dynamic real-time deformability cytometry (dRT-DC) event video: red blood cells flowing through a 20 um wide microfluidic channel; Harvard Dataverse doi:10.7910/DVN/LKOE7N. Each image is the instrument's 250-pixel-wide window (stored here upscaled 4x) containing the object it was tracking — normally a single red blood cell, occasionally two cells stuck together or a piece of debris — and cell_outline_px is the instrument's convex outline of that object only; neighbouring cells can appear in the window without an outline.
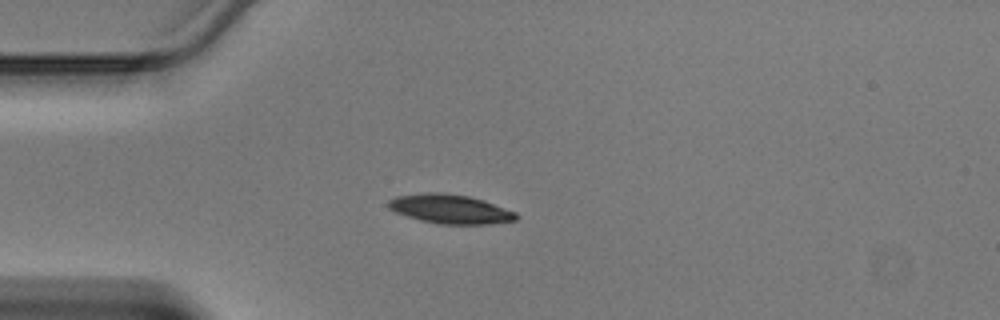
{"species": "Egyptian fruit bat (a non-hibernating species)", "species_latin": "Rousettus aegyptiacus", "temperature_condition": "warm", "stored_images_in_passage": 36, "camera_frame_rate_fps": 3000, "um_per_image_px": 0.085, "animal": {"sex": "male"}, "frame": {"image": 1, "passage_image": 1, "time_ms": 0.0, "image_size_px": [1000, 320], "cell_outline_px": [[520, 216], [516, 220], [488, 224], [440, 224], [420, 220], [396, 212], [388, 208], [388, 200], [396, 196], [428, 192], [444, 192], [468, 196], [484, 200], [516, 212]], "centroid_in_image_um": [38.28, 17.76], "position_along_channel_um": 46.7, "area_um2": 21.73}}
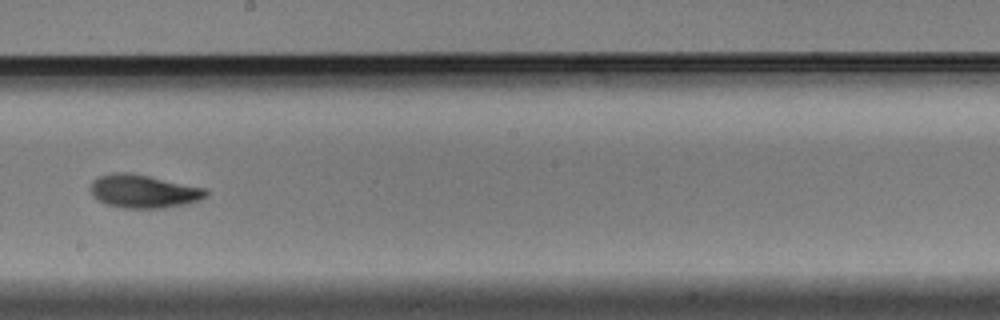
{"frame": {"image": 2, "passage_image": 15, "time_ms": 4.667, "image_size_px": [1000, 320], "cell_outline_px": [[208, 196], [184, 204], [164, 208], [124, 208], [108, 204], [96, 200], [92, 196], [88, 188], [92, 180], [100, 176], [112, 172], [128, 172], [208, 188]], "centroid_in_image_um": [12.16, 16.25], "position_along_channel_um": 236.0, "area_um2": 22.54}}
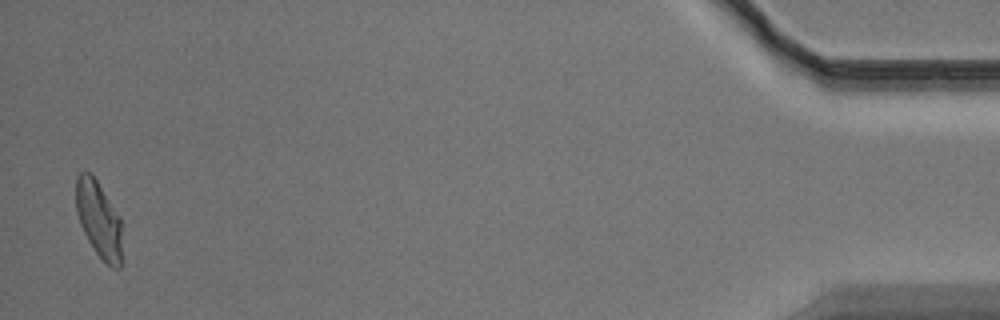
{"frame": {"image": 3, "passage_image": 34, "time_ms": 11.0, "image_size_px": [1000, 320], "cell_outline_px": [[120, 268], [112, 268], [96, 252], [88, 240], [80, 224], [76, 212], [76, 176], [80, 172], [92, 172], [120, 216]], "centroid_in_image_um": [8.37, 18.57], "position_along_channel_um": 426.8, "area_um2": 20.29}}